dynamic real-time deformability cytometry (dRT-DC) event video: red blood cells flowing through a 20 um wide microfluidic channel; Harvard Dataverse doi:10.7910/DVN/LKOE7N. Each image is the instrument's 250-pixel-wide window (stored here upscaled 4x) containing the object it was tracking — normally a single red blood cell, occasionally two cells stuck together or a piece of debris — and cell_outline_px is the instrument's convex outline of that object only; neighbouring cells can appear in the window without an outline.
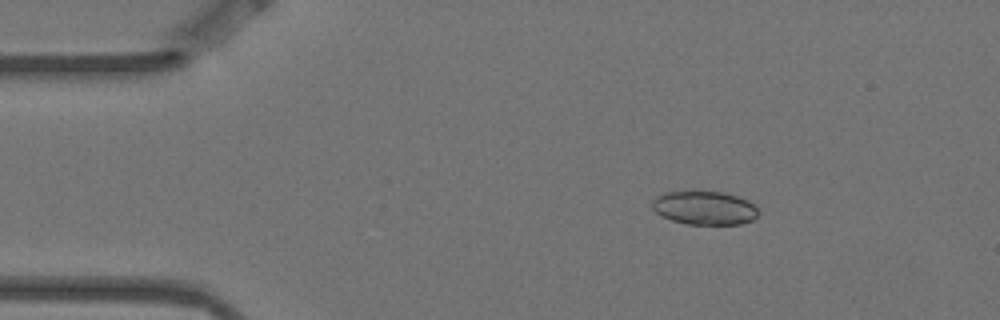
{"species": "Egyptian fruit bat (a non-hibernating species)", "species_latin": "Rousettus aegyptiacus", "temperature_condition": "warm", "stored_images_in_passage": 3, "camera_frame_rate_fps": 3000, "um_per_image_px": 0.085, "animal": {"sex": "female"}, "frame": {"image": 1, "passage_image": 1, "time_ms": 0.0, "image_size_px": [1000, 320], "cell_outline_px": [[760, 212], [752, 220], [740, 224], [688, 224], [672, 220], [660, 216], [652, 208], [652, 200], [656, 196], [664, 192], [724, 192], [748, 200], [756, 204]], "centroid_in_image_um": [59.9, 17.67], "position_along_channel_um": 25.1, "area_um2": 20.87}}